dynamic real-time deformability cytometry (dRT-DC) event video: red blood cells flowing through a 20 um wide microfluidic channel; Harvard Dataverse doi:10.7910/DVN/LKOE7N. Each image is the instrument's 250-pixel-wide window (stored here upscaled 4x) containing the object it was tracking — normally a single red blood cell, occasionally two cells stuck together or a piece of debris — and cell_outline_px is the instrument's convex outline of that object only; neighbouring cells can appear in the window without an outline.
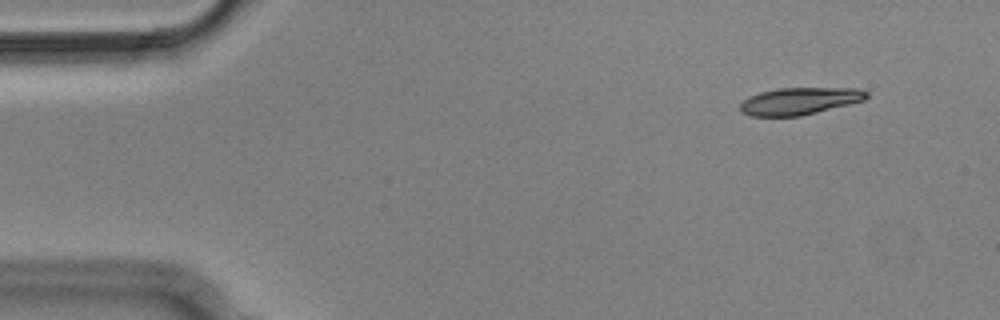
{"species": "Egyptian fruit bat (a non-hibernating species)", "species_latin": "Rousettus aegyptiacus", "temperature_condition": "cold", "stored_images_in_passage": 4, "camera_frame_rate_fps": 3000, "um_per_image_px": 0.085, "animal": {"sex": "male"}, "frame": {"image": 1, "passage_image": 2, "time_ms": 0.333, "image_size_px": [1000, 320], "cell_outline_px": [[868, 96], [864, 100], [800, 116], [752, 116], [740, 112], [740, 104], [748, 96], [760, 92], [776, 88], [860, 88], [868, 92]], "centroid_in_image_um": [67.94, 8.58], "position_along_channel_um": 17.1, "area_um2": 19.94}}
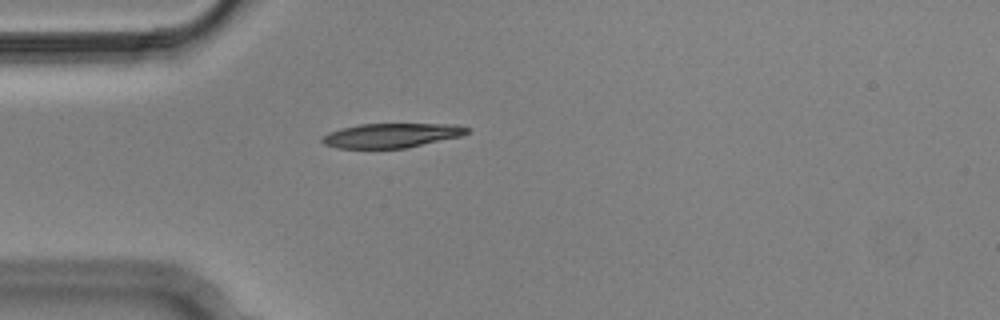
{"frame": {"image": 2, "passage_image": 4, "time_ms": 1.0, "image_size_px": [1000, 320], "cell_outline_px": [[468, 132], [460, 136], [408, 148], [336, 148], [324, 144], [320, 140], [320, 136], [328, 132], [360, 124], [456, 124], [468, 128]], "centroid_in_image_um": [33.23, 11.51], "position_along_channel_um": 51.8, "area_um2": 20.58}}